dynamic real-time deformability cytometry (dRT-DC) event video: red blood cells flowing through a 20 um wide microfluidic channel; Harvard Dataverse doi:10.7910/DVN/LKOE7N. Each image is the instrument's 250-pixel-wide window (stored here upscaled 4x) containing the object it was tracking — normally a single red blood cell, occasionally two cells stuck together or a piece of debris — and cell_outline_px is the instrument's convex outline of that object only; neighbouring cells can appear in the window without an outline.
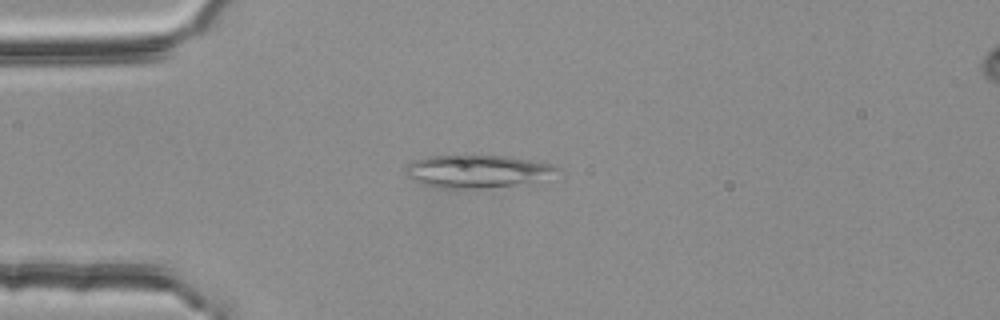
{"species": "common noctule bat (a hibernating species)", "species_latin": "Nyctalus noctula", "temperature_condition": "room temperature", "stored_images_in_passage": 2, "camera_frame_rate_fps": 3000, "um_per_image_px": 0.085, "animal": {"sex": "female", "body_mass_g": 25.1}, "frame": {"image": 1, "passage_image": 2, "time_ms": 0.333, "image_size_px": [1000, 320], "cell_outline_px": [[560, 168], [512, 184], [480, 188], [436, 188], [420, 184], [412, 180], [404, 172], [408, 164], [412, 160], [428, 156], [460, 152], [464, 152], [508, 156], [556, 164]], "centroid_in_image_um": [40.28, 14.47], "position_along_channel_um": 44.7, "area_um2": 28.96}}